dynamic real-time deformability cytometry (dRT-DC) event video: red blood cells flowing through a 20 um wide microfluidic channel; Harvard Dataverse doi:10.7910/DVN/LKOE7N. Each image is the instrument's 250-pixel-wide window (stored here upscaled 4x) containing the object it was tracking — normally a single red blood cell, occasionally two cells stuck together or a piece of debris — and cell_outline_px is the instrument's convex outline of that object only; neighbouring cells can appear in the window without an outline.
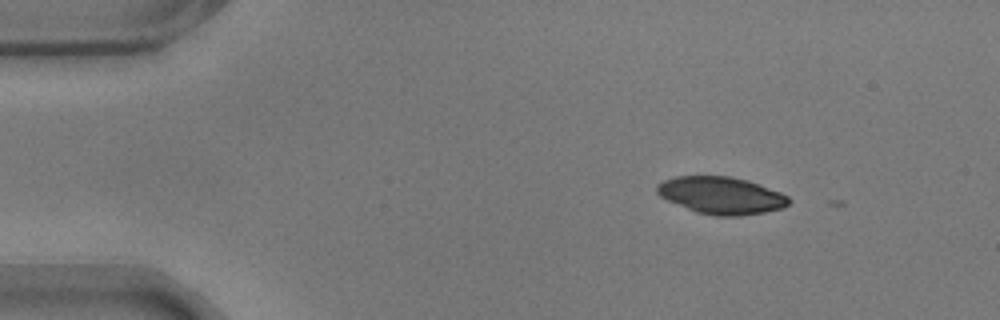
{"species": "common noctule bat (a hibernating species)", "species_latin": "Nyctalus noctula", "temperature_condition": "warm", "stored_images_in_passage": 5, "camera_frame_rate_fps": 3000, "um_per_image_px": 0.085, "animal": {"sex": "male", "body_mass_g": 17.9}, "frame": {"image": 1, "passage_image": 1, "time_ms": 0.0, "image_size_px": [1000, 320], "cell_outline_px": [[792, 200], [784, 208], [764, 212], [740, 216], [716, 216], [696, 212], [668, 200], [660, 196], [656, 192], [656, 184], [664, 180], [676, 176], [732, 176], [748, 180], [760, 184], [780, 192], [788, 196]], "centroid_in_image_um": [61.32, 16.6], "position_along_channel_um": 23.7, "area_um2": 28.73}}